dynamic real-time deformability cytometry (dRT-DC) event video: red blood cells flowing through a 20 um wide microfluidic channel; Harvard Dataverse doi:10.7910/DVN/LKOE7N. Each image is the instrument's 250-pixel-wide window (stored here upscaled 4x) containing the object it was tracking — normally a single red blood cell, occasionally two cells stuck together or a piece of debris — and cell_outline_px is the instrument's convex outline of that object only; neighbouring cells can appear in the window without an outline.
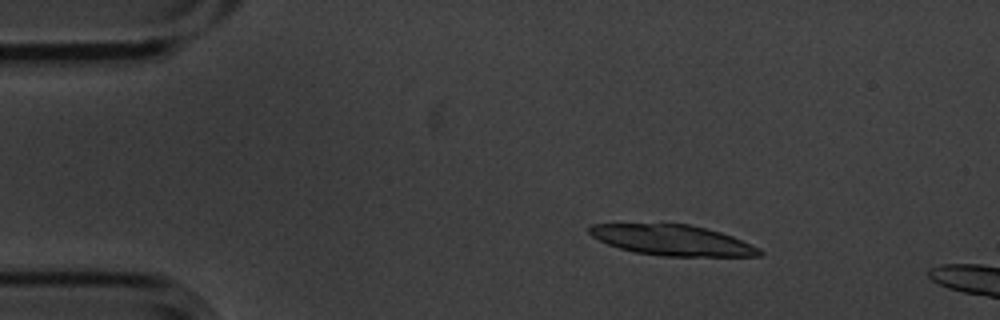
{"species": "common noctule bat (a hibernating species)", "species_latin": "Nyctalus noctula", "temperature_condition": "cold", "stored_images_in_passage": 4, "camera_frame_rate_fps": 3000, "um_per_image_px": 0.085, "animal": {"sex": "male", "body_mass_g": 20.1, "forearm_length_mm": 53.5}, "frame": {"image": 1, "passage_image": 2, "time_ms": 0.333, "image_size_px": [1000, 320], "cell_outline_px": [[764, 252], [760, 256], [664, 256], [636, 252], [620, 248], [608, 244], [592, 236], [588, 232], [588, 228], [592, 224], [688, 224], [720, 232], [732, 236], [760, 248]], "centroid_in_image_um": [57.17, 20.42], "position_along_channel_um": 27.8, "area_um2": 29.94}}